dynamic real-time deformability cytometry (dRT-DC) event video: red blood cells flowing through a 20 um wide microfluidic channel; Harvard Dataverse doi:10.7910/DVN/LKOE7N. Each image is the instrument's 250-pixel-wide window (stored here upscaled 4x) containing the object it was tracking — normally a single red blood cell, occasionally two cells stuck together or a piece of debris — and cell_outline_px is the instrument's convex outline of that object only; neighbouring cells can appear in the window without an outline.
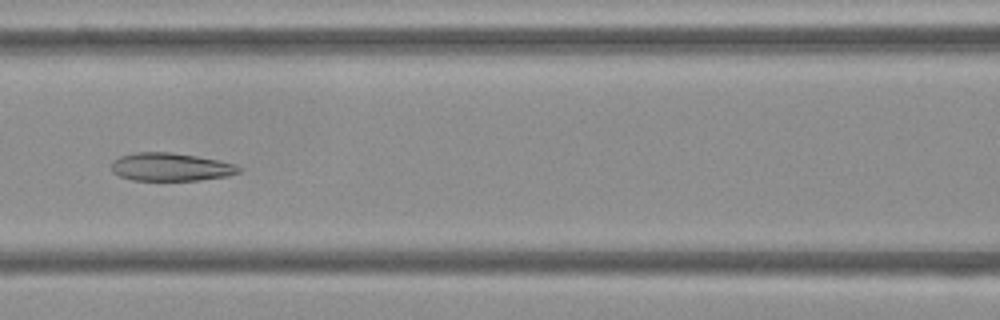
{"species": "Egyptian fruit bat (a non-hibernating species)", "species_latin": "Rousettus aegyptiacus", "temperature_condition": "cold", "stored_images_in_passage": 53, "camera_frame_rate_fps": 3000, "um_per_image_px": 0.085, "frame": {"image": 1, "passage_image": 23, "time_ms": 7.333, "image_size_px": [1000, 320], "cell_outline_px": [[244, 168], [240, 172], [228, 176], [200, 180], [132, 180], [120, 176], [112, 172], [112, 160], [120, 156], [136, 152], [172, 152], [196, 156], [236, 164]], "centroid_in_image_um": [14.52, 14.19], "position_along_channel_um": 152.1, "area_um2": 20.92}}
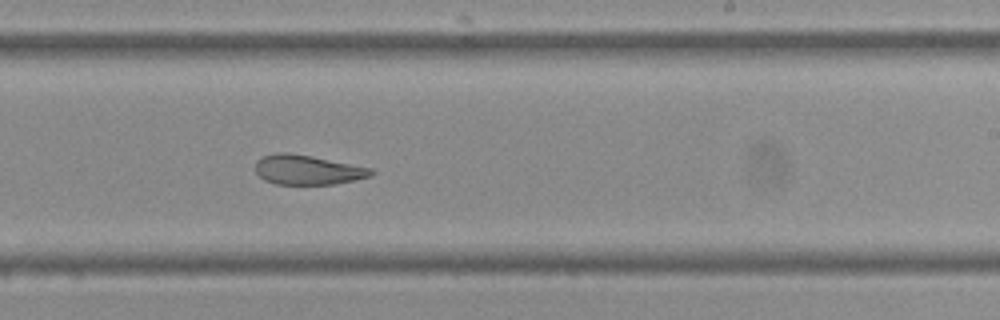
{"frame": {"image": 2, "passage_image": 32, "time_ms": 10.333, "image_size_px": [1000, 320], "cell_outline_px": [[376, 172], [372, 176], [332, 184], [276, 184], [264, 180], [256, 172], [256, 160], [264, 156], [276, 152], [288, 152], [312, 156], [372, 168]], "centroid_in_image_um": [26.14, 14.43], "position_along_channel_um": 262.9, "area_um2": 19.94}}
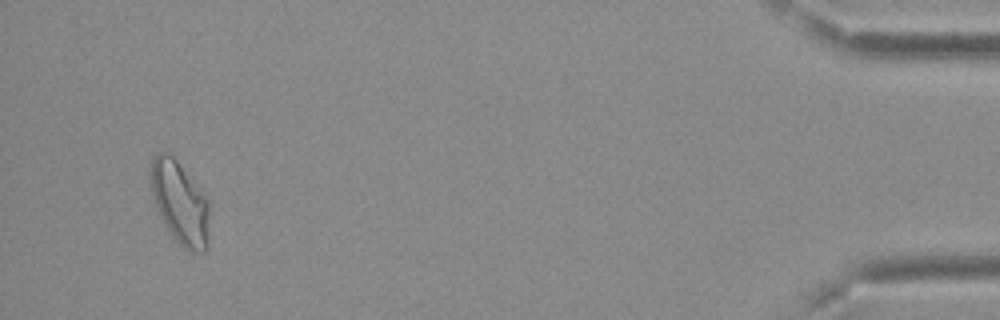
{"frame": {"image": 3, "passage_image": 51, "time_ms": 16.667, "image_size_px": [1000, 320], "cell_outline_px": [[208, 248], [204, 252], [192, 252], [184, 248], [172, 236], [164, 224], [152, 196], [148, 176], [148, 172], [152, 156], [156, 152], [168, 152], [176, 160], [208, 200]], "centroid_in_image_um": [15.24, 17.22], "position_along_channel_um": 420.0, "area_um2": 28.38}, "authors_computed_cell_mechanics": {"area_um2": 23.5246, "velocity_mm_per_s": 3.7056, "shape_relaxation_time_tau1_ms": null, "shape_relaxation_time_tau2_ms": 2.2024, "deformation_change_tau1": null, "deformation_change_tau2": 0.1008}}